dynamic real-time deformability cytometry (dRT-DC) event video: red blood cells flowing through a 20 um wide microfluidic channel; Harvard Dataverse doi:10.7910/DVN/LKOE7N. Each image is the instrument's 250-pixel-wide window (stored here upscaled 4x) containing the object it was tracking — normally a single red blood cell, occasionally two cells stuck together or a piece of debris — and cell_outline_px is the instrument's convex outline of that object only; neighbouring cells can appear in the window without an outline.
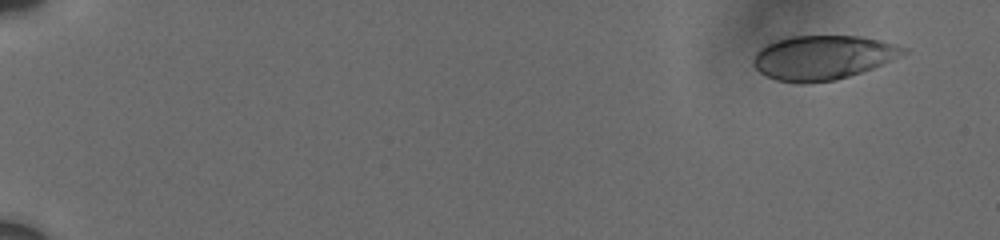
{"species": "human", "species_latin": "Homo sapiens", "temperature_condition": "cold", "stored_images_in_passage": 9, "camera_frame_rate_fps": 3000, "um_per_image_px": 0.085, "donor": {"sex": "male"}, "frame": {"image": 1, "passage_image": 2, "time_ms": 0.667, "image_size_px": [1000, 240], "cell_outline_px": [[908, 52], [872, 68], [836, 80], [800, 84], [776, 80], [760, 72], [752, 64], [752, 60], [756, 52], [760, 48], [776, 40], [788, 36], [860, 36], [880, 40], [896, 44], [908, 48]], "centroid_in_image_um": [69.92, 4.88], "position_along_channel_um": 15.1, "area_um2": 38.61}}
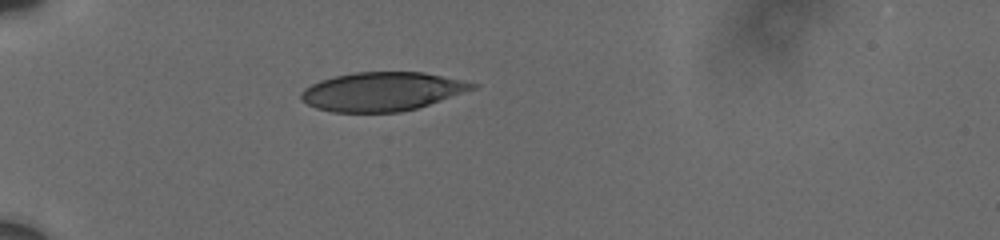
{"frame": {"image": 2, "passage_image": 7, "time_ms": 5.667, "image_size_px": [1000, 240], "cell_outline_px": [[480, 84], [476, 88], [416, 108], [400, 112], [332, 112], [316, 108], [300, 100], [300, 92], [304, 88], [320, 80], [332, 76], [356, 72], [424, 72]], "centroid_in_image_um": [32.43, 7.77], "position_along_channel_um": 52.6, "area_um2": 38.61}}
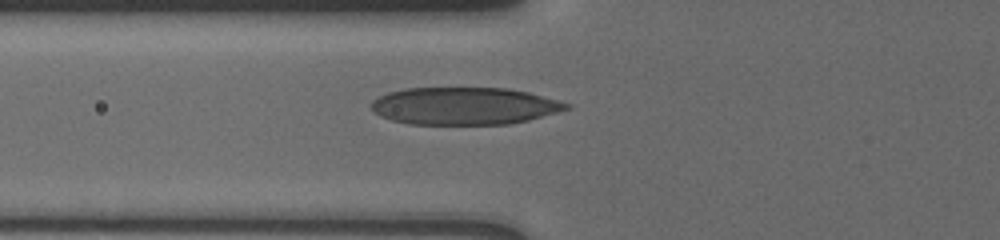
{"frame": {"image": 3, "passage_image": 9, "time_ms": 7.333, "image_size_px": [1000, 240], "cell_outline_px": [[572, 108], [528, 120], [508, 124], [408, 124], [392, 120], [376, 112], [372, 108], [372, 100], [388, 92], [404, 88], [508, 88], [528, 92], [572, 104]], "centroid_in_image_um": [39.5, 9.0], "position_along_channel_um": 86.3, "area_um2": 42.37}}